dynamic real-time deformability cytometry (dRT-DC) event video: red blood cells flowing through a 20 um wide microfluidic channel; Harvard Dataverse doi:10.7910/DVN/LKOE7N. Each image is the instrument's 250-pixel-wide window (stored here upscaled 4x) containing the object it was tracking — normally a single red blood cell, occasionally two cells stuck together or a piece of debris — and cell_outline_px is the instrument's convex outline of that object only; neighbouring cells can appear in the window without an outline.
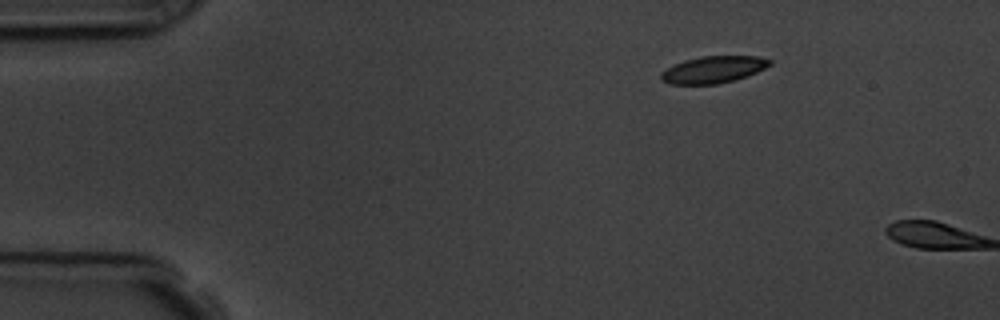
{"species": "common noctule bat (a hibernating species)", "species_latin": "Nyctalus noctula", "temperature_condition": "room temperature", "stored_images_in_passage": 2, "camera_frame_rate_fps": 3000, "um_per_image_px": 0.085, "animal": {"sex": "male", "body_mass_g": 19.5, "forearm_length_mm": 54.6}, "frame": {"image": 1, "passage_image": 1, "time_ms": 0.0, "image_size_px": [1000, 320], "cell_outline_px": [[772, 64], [748, 76], [736, 80], [716, 84], [668, 84], [660, 80], [660, 72], [684, 60], [700, 56], [756, 56], [772, 60]], "centroid_in_image_um": [60.62, 5.92], "position_along_channel_um": 24.4, "area_um2": 17.11}}